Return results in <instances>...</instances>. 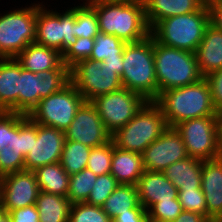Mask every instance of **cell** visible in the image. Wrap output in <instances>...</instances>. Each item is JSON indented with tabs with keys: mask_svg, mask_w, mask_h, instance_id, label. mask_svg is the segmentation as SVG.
I'll list each match as a JSON object with an SVG mask.
<instances>
[{
	"mask_svg": "<svg viewBox=\"0 0 222 222\" xmlns=\"http://www.w3.org/2000/svg\"><path fill=\"white\" fill-rule=\"evenodd\" d=\"M0 222H11L10 216L8 212H3L0 215Z\"/></svg>",
	"mask_w": 222,
	"mask_h": 222,
	"instance_id": "obj_47",
	"label": "cell"
},
{
	"mask_svg": "<svg viewBox=\"0 0 222 222\" xmlns=\"http://www.w3.org/2000/svg\"><path fill=\"white\" fill-rule=\"evenodd\" d=\"M4 212V209L2 207L1 201H0V215Z\"/></svg>",
	"mask_w": 222,
	"mask_h": 222,
	"instance_id": "obj_50",
	"label": "cell"
},
{
	"mask_svg": "<svg viewBox=\"0 0 222 222\" xmlns=\"http://www.w3.org/2000/svg\"><path fill=\"white\" fill-rule=\"evenodd\" d=\"M70 82V69H52L43 74L20 65L19 113L29 115L41 99L60 91Z\"/></svg>",
	"mask_w": 222,
	"mask_h": 222,
	"instance_id": "obj_13",
	"label": "cell"
},
{
	"mask_svg": "<svg viewBox=\"0 0 222 222\" xmlns=\"http://www.w3.org/2000/svg\"><path fill=\"white\" fill-rule=\"evenodd\" d=\"M149 222H174V221H164V220H149Z\"/></svg>",
	"mask_w": 222,
	"mask_h": 222,
	"instance_id": "obj_49",
	"label": "cell"
},
{
	"mask_svg": "<svg viewBox=\"0 0 222 222\" xmlns=\"http://www.w3.org/2000/svg\"><path fill=\"white\" fill-rule=\"evenodd\" d=\"M219 115V137H220V152L222 156V112Z\"/></svg>",
	"mask_w": 222,
	"mask_h": 222,
	"instance_id": "obj_46",
	"label": "cell"
},
{
	"mask_svg": "<svg viewBox=\"0 0 222 222\" xmlns=\"http://www.w3.org/2000/svg\"><path fill=\"white\" fill-rule=\"evenodd\" d=\"M111 2L144 3L145 0H105Z\"/></svg>",
	"mask_w": 222,
	"mask_h": 222,
	"instance_id": "obj_48",
	"label": "cell"
},
{
	"mask_svg": "<svg viewBox=\"0 0 222 222\" xmlns=\"http://www.w3.org/2000/svg\"><path fill=\"white\" fill-rule=\"evenodd\" d=\"M94 46V38H77L74 45H71L63 54V63L71 69L78 62L89 59Z\"/></svg>",
	"mask_w": 222,
	"mask_h": 222,
	"instance_id": "obj_37",
	"label": "cell"
},
{
	"mask_svg": "<svg viewBox=\"0 0 222 222\" xmlns=\"http://www.w3.org/2000/svg\"><path fill=\"white\" fill-rule=\"evenodd\" d=\"M65 132L37 123V137H33L31 151L25 155V170L34 171L38 167L60 162Z\"/></svg>",
	"mask_w": 222,
	"mask_h": 222,
	"instance_id": "obj_18",
	"label": "cell"
},
{
	"mask_svg": "<svg viewBox=\"0 0 222 222\" xmlns=\"http://www.w3.org/2000/svg\"><path fill=\"white\" fill-rule=\"evenodd\" d=\"M96 12L99 31L131 43L150 35L144 3L85 0Z\"/></svg>",
	"mask_w": 222,
	"mask_h": 222,
	"instance_id": "obj_2",
	"label": "cell"
},
{
	"mask_svg": "<svg viewBox=\"0 0 222 222\" xmlns=\"http://www.w3.org/2000/svg\"><path fill=\"white\" fill-rule=\"evenodd\" d=\"M168 127L160 107L154 101H147L125 126L112 135L111 140L119 149L142 153Z\"/></svg>",
	"mask_w": 222,
	"mask_h": 222,
	"instance_id": "obj_7",
	"label": "cell"
},
{
	"mask_svg": "<svg viewBox=\"0 0 222 222\" xmlns=\"http://www.w3.org/2000/svg\"><path fill=\"white\" fill-rule=\"evenodd\" d=\"M122 86L142 95L147 101L158 97L153 37L127 43L123 50Z\"/></svg>",
	"mask_w": 222,
	"mask_h": 222,
	"instance_id": "obj_4",
	"label": "cell"
},
{
	"mask_svg": "<svg viewBox=\"0 0 222 222\" xmlns=\"http://www.w3.org/2000/svg\"><path fill=\"white\" fill-rule=\"evenodd\" d=\"M178 199L184 211L196 212L207 218V207L202 188L180 189Z\"/></svg>",
	"mask_w": 222,
	"mask_h": 222,
	"instance_id": "obj_38",
	"label": "cell"
},
{
	"mask_svg": "<svg viewBox=\"0 0 222 222\" xmlns=\"http://www.w3.org/2000/svg\"><path fill=\"white\" fill-rule=\"evenodd\" d=\"M39 222H68L72 204L67 197L40 191L36 200Z\"/></svg>",
	"mask_w": 222,
	"mask_h": 222,
	"instance_id": "obj_28",
	"label": "cell"
},
{
	"mask_svg": "<svg viewBox=\"0 0 222 222\" xmlns=\"http://www.w3.org/2000/svg\"><path fill=\"white\" fill-rule=\"evenodd\" d=\"M37 137V123L27 115L0 113V178L25 170L24 157Z\"/></svg>",
	"mask_w": 222,
	"mask_h": 222,
	"instance_id": "obj_3",
	"label": "cell"
},
{
	"mask_svg": "<svg viewBox=\"0 0 222 222\" xmlns=\"http://www.w3.org/2000/svg\"><path fill=\"white\" fill-rule=\"evenodd\" d=\"M84 101L77 88L69 82L60 91L41 99L28 117L35 123L65 131Z\"/></svg>",
	"mask_w": 222,
	"mask_h": 222,
	"instance_id": "obj_10",
	"label": "cell"
},
{
	"mask_svg": "<svg viewBox=\"0 0 222 222\" xmlns=\"http://www.w3.org/2000/svg\"><path fill=\"white\" fill-rule=\"evenodd\" d=\"M158 95L166 90L194 84L203 78L193 52L164 46L153 39Z\"/></svg>",
	"mask_w": 222,
	"mask_h": 222,
	"instance_id": "obj_6",
	"label": "cell"
},
{
	"mask_svg": "<svg viewBox=\"0 0 222 222\" xmlns=\"http://www.w3.org/2000/svg\"><path fill=\"white\" fill-rule=\"evenodd\" d=\"M183 211L179 199L155 203L147 212L149 220L174 221Z\"/></svg>",
	"mask_w": 222,
	"mask_h": 222,
	"instance_id": "obj_39",
	"label": "cell"
},
{
	"mask_svg": "<svg viewBox=\"0 0 222 222\" xmlns=\"http://www.w3.org/2000/svg\"><path fill=\"white\" fill-rule=\"evenodd\" d=\"M29 5L0 14V59L15 58L34 42L38 3Z\"/></svg>",
	"mask_w": 222,
	"mask_h": 222,
	"instance_id": "obj_8",
	"label": "cell"
},
{
	"mask_svg": "<svg viewBox=\"0 0 222 222\" xmlns=\"http://www.w3.org/2000/svg\"><path fill=\"white\" fill-rule=\"evenodd\" d=\"M119 185L120 183L110 173L97 176L86 203L101 207Z\"/></svg>",
	"mask_w": 222,
	"mask_h": 222,
	"instance_id": "obj_36",
	"label": "cell"
},
{
	"mask_svg": "<svg viewBox=\"0 0 222 222\" xmlns=\"http://www.w3.org/2000/svg\"><path fill=\"white\" fill-rule=\"evenodd\" d=\"M174 222H210V221L202 214L183 210L181 214L174 220Z\"/></svg>",
	"mask_w": 222,
	"mask_h": 222,
	"instance_id": "obj_44",
	"label": "cell"
},
{
	"mask_svg": "<svg viewBox=\"0 0 222 222\" xmlns=\"http://www.w3.org/2000/svg\"><path fill=\"white\" fill-rule=\"evenodd\" d=\"M209 83L213 105L216 112H222V69L211 72L205 77Z\"/></svg>",
	"mask_w": 222,
	"mask_h": 222,
	"instance_id": "obj_40",
	"label": "cell"
},
{
	"mask_svg": "<svg viewBox=\"0 0 222 222\" xmlns=\"http://www.w3.org/2000/svg\"><path fill=\"white\" fill-rule=\"evenodd\" d=\"M123 57L105 58L103 62H100L101 67L110 68L121 77L123 73Z\"/></svg>",
	"mask_w": 222,
	"mask_h": 222,
	"instance_id": "obj_45",
	"label": "cell"
},
{
	"mask_svg": "<svg viewBox=\"0 0 222 222\" xmlns=\"http://www.w3.org/2000/svg\"><path fill=\"white\" fill-rule=\"evenodd\" d=\"M127 42L120 38L99 32L94 38V46L90 60L103 62L105 58L123 57Z\"/></svg>",
	"mask_w": 222,
	"mask_h": 222,
	"instance_id": "obj_31",
	"label": "cell"
},
{
	"mask_svg": "<svg viewBox=\"0 0 222 222\" xmlns=\"http://www.w3.org/2000/svg\"><path fill=\"white\" fill-rule=\"evenodd\" d=\"M136 186L140 204L146 211L157 202L178 199L177 188L163 172L145 170Z\"/></svg>",
	"mask_w": 222,
	"mask_h": 222,
	"instance_id": "obj_20",
	"label": "cell"
},
{
	"mask_svg": "<svg viewBox=\"0 0 222 222\" xmlns=\"http://www.w3.org/2000/svg\"><path fill=\"white\" fill-rule=\"evenodd\" d=\"M201 188L205 196L207 219L222 222V156L203 161Z\"/></svg>",
	"mask_w": 222,
	"mask_h": 222,
	"instance_id": "obj_19",
	"label": "cell"
},
{
	"mask_svg": "<svg viewBox=\"0 0 222 222\" xmlns=\"http://www.w3.org/2000/svg\"><path fill=\"white\" fill-rule=\"evenodd\" d=\"M146 102L142 95L125 87L91 100L111 135L125 126Z\"/></svg>",
	"mask_w": 222,
	"mask_h": 222,
	"instance_id": "obj_12",
	"label": "cell"
},
{
	"mask_svg": "<svg viewBox=\"0 0 222 222\" xmlns=\"http://www.w3.org/2000/svg\"><path fill=\"white\" fill-rule=\"evenodd\" d=\"M64 132L65 140L77 141L90 148L102 146L112 137L91 101L83 102Z\"/></svg>",
	"mask_w": 222,
	"mask_h": 222,
	"instance_id": "obj_15",
	"label": "cell"
},
{
	"mask_svg": "<svg viewBox=\"0 0 222 222\" xmlns=\"http://www.w3.org/2000/svg\"><path fill=\"white\" fill-rule=\"evenodd\" d=\"M202 164V160L189 156L169 165L162 172L178 191L180 189H200Z\"/></svg>",
	"mask_w": 222,
	"mask_h": 222,
	"instance_id": "obj_26",
	"label": "cell"
},
{
	"mask_svg": "<svg viewBox=\"0 0 222 222\" xmlns=\"http://www.w3.org/2000/svg\"><path fill=\"white\" fill-rule=\"evenodd\" d=\"M95 10L85 1L75 6V37L95 38L99 33Z\"/></svg>",
	"mask_w": 222,
	"mask_h": 222,
	"instance_id": "obj_33",
	"label": "cell"
},
{
	"mask_svg": "<svg viewBox=\"0 0 222 222\" xmlns=\"http://www.w3.org/2000/svg\"><path fill=\"white\" fill-rule=\"evenodd\" d=\"M209 25V10L205 4L199 11L158 21L150 29V35L164 46L195 53Z\"/></svg>",
	"mask_w": 222,
	"mask_h": 222,
	"instance_id": "obj_5",
	"label": "cell"
},
{
	"mask_svg": "<svg viewBox=\"0 0 222 222\" xmlns=\"http://www.w3.org/2000/svg\"><path fill=\"white\" fill-rule=\"evenodd\" d=\"M206 0H145V19L149 29L163 19L199 11Z\"/></svg>",
	"mask_w": 222,
	"mask_h": 222,
	"instance_id": "obj_23",
	"label": "cell"
},
{
	"mask_svg": "<svg viewBox=\"0 0 222 222\" xmlns=\"http://www.w3.org/2000/svg\"><path fill=\"white\" fill-rule=\"evenodd\" d=\"M113 222H149V216L146 209L140 204L135 209L129 210V213H124L116 216Z\"/></svg>",
	"mask_w": 222,
	"mask_h": 222,
	"instance_id": "obj_42",
	"label": "cell"
},
{
	"mask_svg": "<svg viewBox=\"0 0 222 222\" xmlns=\"http://www.w3.org/2000/svg\"><path fill=\"white\" fill-rule=\"evenodd\" d=\"M188 156L202 161L221 156L219 116L198 117L177 124Z\"/></svg>",
	"mask_w": 222,
	"mask_h": 222,
	"instance_id": "obj_11",
	"label": "cell"
},
{
	"mask_svg": "<svg viewBox=\"0 0 222 222\" xmlns=\"http://www.w3.org/2000/svg\"><path fill=\"white\" fill-rule=\"evenodd\" d=\"M39 192L33 171H19L0 178V201L4 212L36 204Z\"/></svg>",
	"mask_w": 222,
	"mask_h": 222,
	"instance_id": "obj_16",
	"label": "cell"
},
{
	"mask_svg": "<svg viewBox=\"0 0 222 222\" xmlns=\"http://www.w3.org/2000/svg\"><path fill=\"white\" fill-rule=\"evenodd\" d=\"M97 179L91 170L85 168L70 175L67 198L71 204L86 202Z\"/></svg>",
	"mask_w": 222,
	"mask_h": 222,
	"instance_id": "obj_32",
	"label": "cell"
},
{
	"mask_svg": "<svg viewBox=\"0 0 222 222\" xmlns=\"http://www.w3.org/2000/svg\"><path fill=\"white\" fill-rule=\"evenodd\" d=\"M154 102L160 107L169 127L198 117L219 116L213 105L205 77L194 84L166 90Z\"/></svg>",
	"mask_w": 222,
	"mask_h": 222,
	"instance_id": "obj_1",
	"label": "cell"
},
{
	"mask_svg": "<svg viewBox=\"0 0 222 222\" xmlns=\"http://www.w3.org/2000/svg\"><path fill=\"white\" fill-rule=\"evenodd\" d=\"M188 156L181 135L175 128L167 130L143 152L145 170L162 172L169 165L186 159Z\"/></svg>",
	"mask_w": 222,
	"mask_h": 222,
	"instance_id": "obj_17",
	"label": "cell"
},
{
	"mask_svg": "<svg viewBox=\"0 0 222 222\" xmlns=\"http://www.w3.org/2000/svg\"><path fill=\"white\" fill-rule=\"evenodd\" d=\"M91 149L80 142L65 140L59 163L69 175L80 172L87 167Z\"/></svg>",
	"mask_w": 222,
	"mask_h": 222,
	"instance_id": "obj_30",
	"label": "cell"
},
{
	"mask_svg": "<svg viewBox=\"0 0 222 222\" xmlns=\"http://www.w3.org/2000/svg\"><path fill=\"white\" fill-rule=\"evenodd\" d=\"M198 69L203 77L222 69V31L209 25L195 51Z\"/></svg>",
	"mask_w": 222,
	"mask_h": 222,
	"instance_id": "obj_24",
	"label": "cell"
},
{
	"mask_svg": "<svg viewBox=\"0 0 222 222\" xmlns=\"http://www.w3.org/2000/svg\"><path fill=\"white\" fill-rule=\"evenodd\" d=\"M70 82L85 101L121 89L120 76L110 68L101 67L100 62L85 59L70 69Z\"/></svg>",
	"mask_w": 222,
	"mask_h": 222,
	"instance_id": "obj_14",
	"label": "cell"
},
{
	"mask_svg": "<svg viewBox=\"0 0 222 222\" xmlns=\"http://www.w3.org/2000/svg\"><path fill=\"white\" fill-rule=\"evenodd\" d=\"M68 222H113L100 206L73 203Z\"/></svg>",
	"mask_w": 222,
	"mask_h": 222,
	"instance_id": "obj_35",
	"label": "cell"
},
{
	"mask_svg": "<svg viewBox=\"0 0 222 222\" xmlns=\"http://www.w3.org/2000/svg\"><path fill=\"white\" fill-rule=\"evenodd\" d=\"M11 222H39V214L35 204L17 208L8 212Z\"/></svg>",
	"mask_w": 222,
	"mask_h": 222,
	"instance_id": "obj_41",
	"label": "cell"
},
{
	"mask_svg": "<svg viewBox=\"0 0 222 222\" xmlns=\"http://www.w3.org/2000/svg\"><path fill=\"white\" fill-rule=\"evenodd\" d=\"M144 171L142 153L119 149L113 143L110 174L120 184L137 185Z\"/></svg>",
	"mask_w": 222,
	"mask_h": 222,
	"instance_id": "obj_25",
	"label": "cell"
},
{
	"mask_svg": "<svg viewBox=\"0 0 222 222\" xmlns=\"http://www.w3.org/2000/svg\"><path fill=\"white\" fill-rule=\"evenodd\" d=\"M20 64L15 58L0 59V110L19 113Z\"/></svg>",
	"mask_w": 222,
	"mask_h": 222,
	"instance_id": "obj_22",
	"label": "cell"
},
{
	"mask_svg": "<svg viewBox=\"0 0 222 222\" xmlns=\"http://www.w3.org/2000/svg\"><path fill=\"white\" fill-rule=\"evenodd\" d=\"M15 59L23 69L36 74H43L52 69H69L63 63L62 53L36 42L26 46Z\"/></svg>",
	"mask_w": 222,
	"mask_h": 222,
	"instance_id": "obj_21",
	"label": "cell"
},
{
	"mask_svg": "<svg viewBox=\"0 0 222 222\" xmlns=\"http://www.w3.org/2000/svg\"><path fill=\"white\" fill-rule=\"evenodd\" d=\"M209 10L210 25L222 31V0H206Z\"/></svg>",
	"mask_w": 222,
	"mask_h": 222,
	"instance_id": "obj_43",
	"label": "cell"
},
{
	"mask_svg": "<svg viewBox=\"0 0 222 222\" xmlns=\"http://www.w3.org/2000/svg\"><path fill=\"white\" fill-rule=\"evenodd\" d=\"M38 2L34 42L64 53L77 41L75 37V5L62 13Z\"/></svg>",
	"mask_w": 222,
	"mask_h": 222,
	"instance_id": "obj_9",
	"label": "cell"
},
{
	"mask_svg": "<svg viewBox=\"0 0 222 222\" xmlns=\"http://www.w3.org/2000/svg\"><path fill=\"white\" fill-rule=\"evenodd\" d=\"M140 205L136 185L120 184L101 206L102 210L113 220L116 216L129 213Z\"/></svg>",
	"mask_w": 222,
	"mask_h": 222,
	"instance_id": "obj_29",
	"label": "cell"
},
{
	"mask_svg": "<svg viewBox=\"0 0 222 222\" xmlns=\"http://www.w3.org/2000/svg\"><path fill=\"white\" fill-rule=\"evenodd\" d=\"M34 174L40 191L66 197L69 191L70 175L59 162L35 169Z\"/></svg>",
	"mask_w": 222,
	"mask_h": 222,
	"instance_id": "obj_27",
	"label": "cell"
},
{
	"mask_svg": "<svg viewBox=\"0 0 222 222\" xmlns=\"http://www.w3.org/2000/svg\"><path fill=\"white\" fill-rule=\"evenodd\" d=\"M112 154V140L102 146L93 147L90 151L86 168L97 176L109 174L111 172Z\"/></svg>",
	"mask_w": 222,
	"mask_h": 222,
	"instance_id": "obj_34",
	"label": "cell"
}]
</instances>
